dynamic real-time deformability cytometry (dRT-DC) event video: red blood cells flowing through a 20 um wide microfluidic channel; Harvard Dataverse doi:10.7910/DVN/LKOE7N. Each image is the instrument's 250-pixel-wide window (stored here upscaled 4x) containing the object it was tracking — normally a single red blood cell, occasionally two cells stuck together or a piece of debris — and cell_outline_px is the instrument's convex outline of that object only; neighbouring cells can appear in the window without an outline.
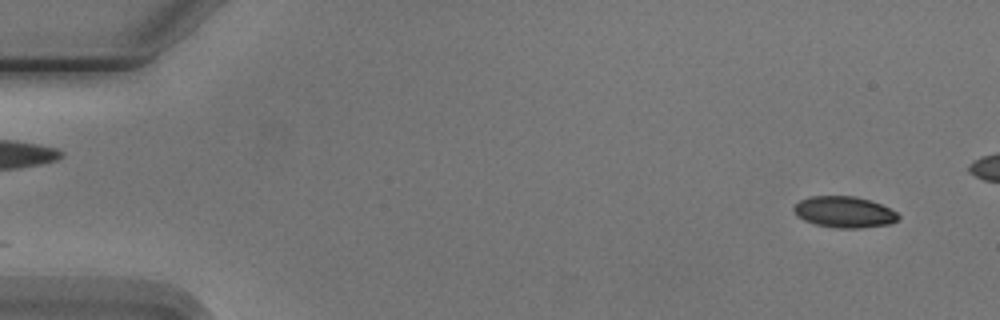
{"species": "Egyptian fruit bat (a non-hibernating species)", "species_latin": "Rousettus aegyptiacus", "temperature_condition": "cold", "stored_images_in_passage": 6, "camera_frame_rate_fps": 3000, "um_per_image_px": 0.085, "animal": {"sex": "male"}, "frame": {"image": 1, "passage_image": 1, "time_ms": 0.0, "image_size_px": [1000, 320], "cell_outline_px": [[900, 216], [892, 224], [860, 228], [836, 228], [816, 224], [804, 220], [796, 216], [792, 208], [800, 200], [808, 196], [852, 196], [868, 200], [880, 204], [896, 212]], "centroid_in_image_um": [71.73, 18.03], "position_along_channel_um": 13.3, "area_um2": 18.96}}
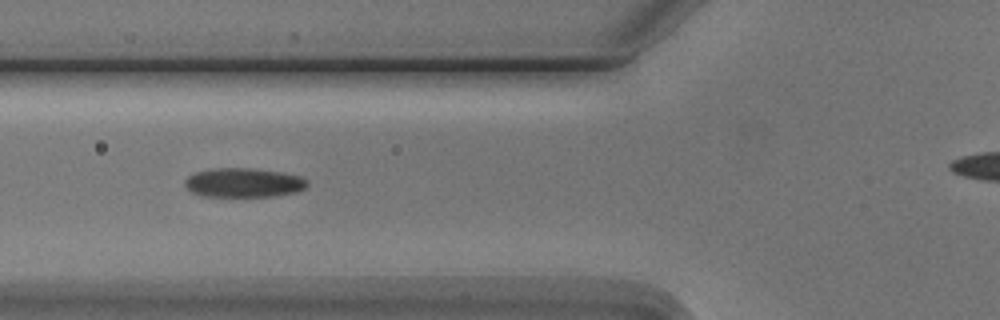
{"frame": {"image": 2, "passage_image": 6, "time_ms": 5.667, "image_size_px": [1000, 320], "cell_outline_px": [[308, 184], [304, 188], [296, 192], [272, 196], [200, 196], [192, 192], [184, 184], [184, 180], [188, 176], [196, 172], [212, 168], [252, 168], [284, 172], [300, 176], [308, 180]], "centroid_in_image_um": [20.71, 15.52], "position_along_channel_um": 105.1, "area_um2": 20.92}}